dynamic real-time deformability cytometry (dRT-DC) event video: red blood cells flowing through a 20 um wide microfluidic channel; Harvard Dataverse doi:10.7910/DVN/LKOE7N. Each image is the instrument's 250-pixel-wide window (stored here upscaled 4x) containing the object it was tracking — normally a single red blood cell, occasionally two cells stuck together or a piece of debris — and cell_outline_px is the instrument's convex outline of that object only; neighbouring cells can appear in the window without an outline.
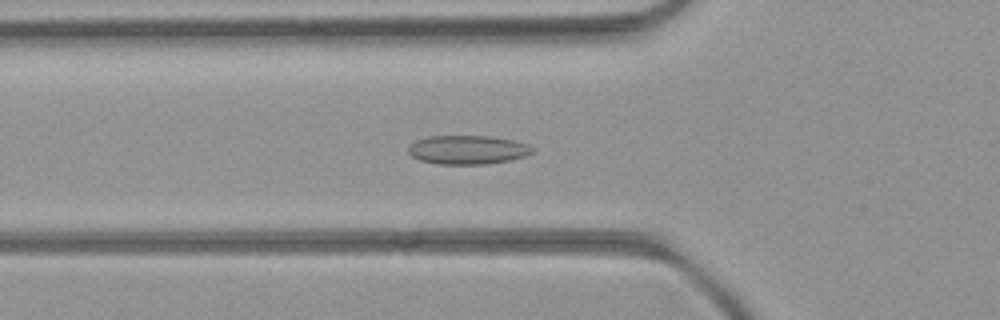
{"species": "common noctule bat (a hibernating species)", "species_latin": "Nyctalus noctula", "temperature_condition": "room temperature", "stored_images_in_passage": 45, "camera_frame_rate_fps": 3000, "um_per_image_px": 0.085, "animal": {"sex": "female", "body_mass_g": 21.9}, "frame": {"image": 1, "passage_image": 11, "time_ms": 3.333, "image_size_px": [1000, 320], "cell_outline_px": [[536, 152], [512, 160], [488, 164], [436, 164], [420, 160], [412, 156], [408, 152], [408, 148], [416, 140], [428, 136], [488, 136], [512, 140], [528, 144]], "centroid_in_image_um": [39.76, 12.74], "position_along_channel_um": 86.0, "area_um2": 20.92}}
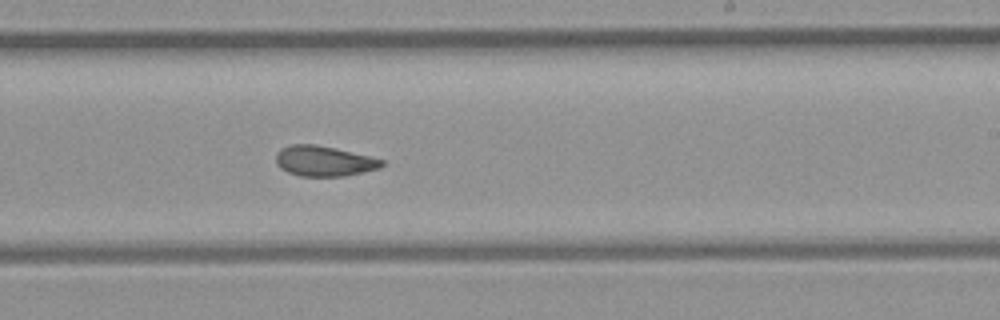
{"frame": {"image": 2, "passage_image": 24, "time_ms": 7.667, "image_size_px": [1000, 320], "cell_outline_px": [[384, 164], [380, 168], [364, 172], [344, 176], [300, 176], [288, 172], [280, 168], [276, 164], [276, 152], [280, 148], [292, 144], [316, 144], [368, 156], [384, 160]], "centroid_in_image_um": [27.51, 13.69], "position_along_channel_um": 261.5, "area_um2": 18.67}}
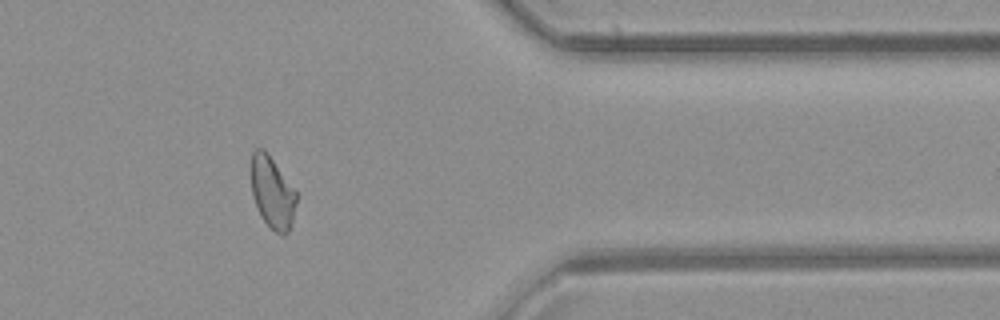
{"frame": {"image": 3, "passage_image": 35, "time_ms": 11.333, "image_size_px": [1000, 320], "cell_outline_px": [[296, 200], [292, 224], [288, 232], [284, 236], [276, 232], [260, 216], [256, 208], [252, 196], [248, 172], [252, 152], [256, 148], [264, 148], [268, 152], [296, 192]], "centroid_in_image_um": [23.08, 16.31], "position_along_channel_um": 388.3, "area_um2": 19.48}, "authors_computed_cell_mechanics": {"area_um2": 19.4208, "velocity_mm_per_s": 4.0392, "shape_relaxation_time_tau1_ms": null, "shape_relaxation_time_tau2_ms": 2.7285, "deformation_change_tau1": null, "deformation_change_tau2": 0.0845}}